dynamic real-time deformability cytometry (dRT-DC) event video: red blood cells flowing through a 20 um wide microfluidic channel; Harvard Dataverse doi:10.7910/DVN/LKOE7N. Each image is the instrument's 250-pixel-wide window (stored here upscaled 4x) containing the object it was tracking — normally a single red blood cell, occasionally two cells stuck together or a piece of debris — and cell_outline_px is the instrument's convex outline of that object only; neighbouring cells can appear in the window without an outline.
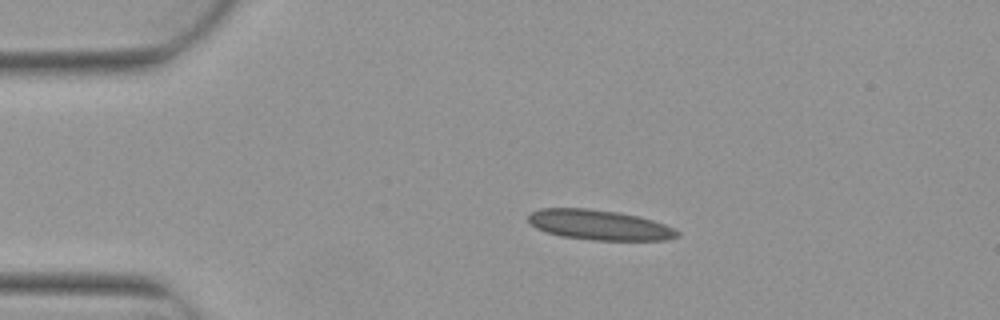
{"species": "Egyptian fruit bat (a non-hibernating species)", "species_latin": "Rousettus aegyptiacus", "temperature_condition": "warm", "stored_images_in_passage": 4, "camera_frame_rate_fps": 3000, "um_per_image_px": 0.085, "animal": {"sex": "female"}, "frame": {"image": 1, "passage_image": 2, "time_ms": 0.333, "image_size_px": [1000, 320], "cell_outline_px": [[680, 236], [668, 240], [592, 240], [560, 236], [536, 228], [528, 220], [528, 216], [532, 212], [540, 208], [588, 208], [616, 212], [636, 216], [652, 220], [664, 224], [680, 232]], "centroid_in_image_um": [50.94, 19.12], "position_along_channel_um": 34.1, "area_um2": 25.95}}
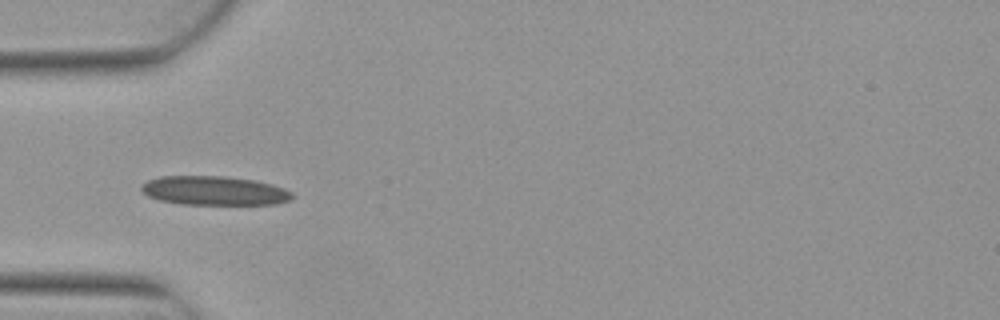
{"frame": {"image": 2, "passage_image": 3, "time_ms": 0.667, "image_size_px": [1000, 320], "cell_outline_px": [[292, 196], [288, 200], [276, 204], [180, 204], [160, 200], [148, 196], [140, 188], [140, 184], [148, 180], [160, 176], [224, 176], [256, 180], [272, 184], [284, 188], [292, 192]], "centroid_in_image_um": [18.19, 16.2], "position_along_channel_um": 66.8, "area_um2": 25.55}}
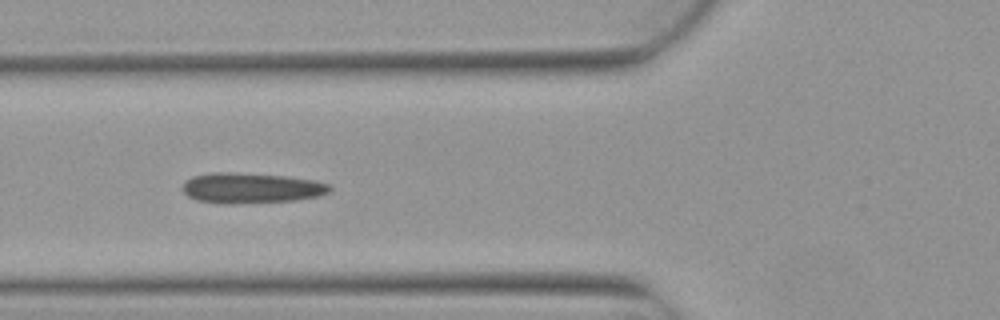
{"frame": {"image": 3, "passage_image": 4, "time_ms": 1.0, "image_size_px": [1000, 320], "cell_outline_px": [[332, 192], [320, 196], [296, 200], [232, 204], [228, 204], [196, 200], [188, 196], [184, 192], [184, 180], [192, 176], [212, 172], [236, 172], [284, 176], [316, 180], [332, 184]], "centroid_in_image_um": [21.4, 15.98], "position_along_channel_um": 104.4, "area_um2": 26.41}}